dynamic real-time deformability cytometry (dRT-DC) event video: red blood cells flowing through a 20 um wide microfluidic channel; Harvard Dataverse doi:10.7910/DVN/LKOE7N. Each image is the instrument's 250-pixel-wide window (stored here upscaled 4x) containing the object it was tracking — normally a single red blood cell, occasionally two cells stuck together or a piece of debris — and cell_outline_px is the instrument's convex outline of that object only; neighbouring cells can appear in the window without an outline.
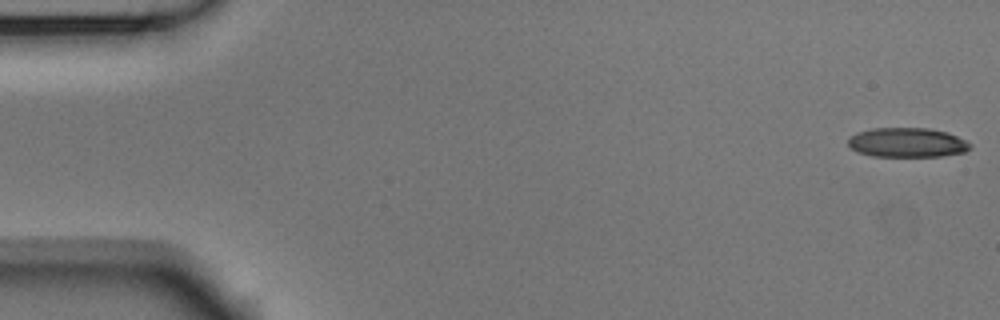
{"species": "Egyptian fruit bat (a non-hibernating species)", "species_latin": "Rousettus aegyptiacus", "temperature_condition": "room temperature", "stored_images_in_passage": 53, "camera_frame_rate_fps": 3000, "um_per_image_px": 0.085, "animal": {"sex": "male"}, "frame": {"image": 1, "passage_image": 1, "time_ms": 0.0, "image_size_px": [1000, 320], "cell_outline_px": [[972, 148], [964, 152], [940, 156], [872, 156], [856, 152], [848, 144], [848, 140], [856, 132], [872, 128], [928, 128], [948, 132], [972, 144]], "centroid_in_image_um": [77.11, 12.11], "position_along_channel_um": 7.9, "area_um2": 20.98}}
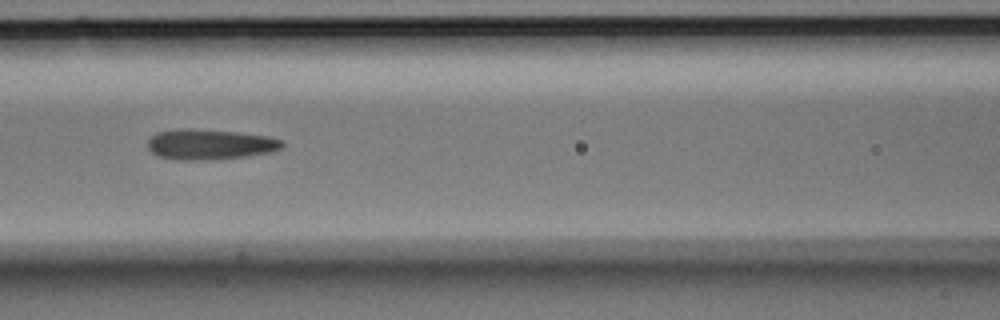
{"frame": {"image": 2, "passage_image": 23, "time_ms": 7.333, "image_size_px": [1000, 320], "cell_outline_px": [[284, 144], [280, 148], [272, 152], [244, 156], [196, 160], [184, 160], [160, 156], [152, 152], [148, 148], [148, 140], [156, 132], [176, 128], [192, 128], [236, 132], [268, 136], [280, 140]], "centroid_in_image_um": [17.8, 12.25], "position_along_channel_um": 148.8, "area_um2": 23.52}}
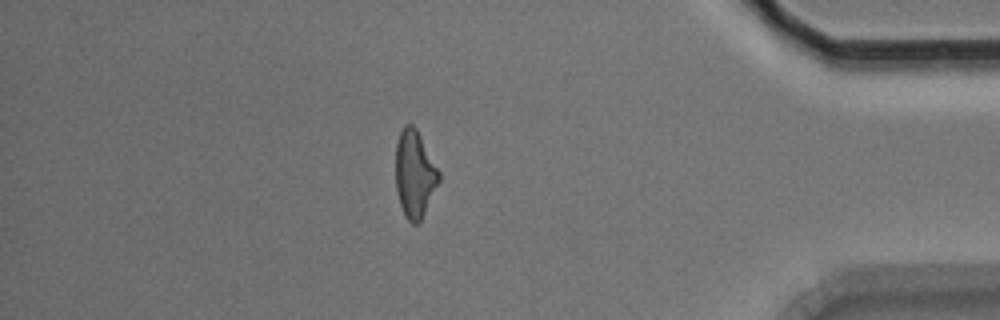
{"frame": {"image": 3, "passage_image": 46, "time_ms": 15.0, "image_size_px": [1000, 320], "cell_outline_px": [[440, 180], [420, 220], [416, 224], [412, 224], [404, 216], [400, 204], [396, 188], [396, 144], [400, 132], [404, 124], [412, 124], [416, 128], [440, 172]], "centroid_in_image_um": [35.23, 14.78], "position_along_channel_um": 400.0, "area_um2": 21.73}, "authors_computed_cell_mechanics": {"area_um2": 22.5998, "velocity_mm_per_s": 3.7658, "shape_relaxation_time_tau1_ms": 8.6478, "shape_relaxation_time_tau2_ms": 3.5987, "deformation_change_tau1": 0.2307, "deformation_change_tau2": 0.1593}}